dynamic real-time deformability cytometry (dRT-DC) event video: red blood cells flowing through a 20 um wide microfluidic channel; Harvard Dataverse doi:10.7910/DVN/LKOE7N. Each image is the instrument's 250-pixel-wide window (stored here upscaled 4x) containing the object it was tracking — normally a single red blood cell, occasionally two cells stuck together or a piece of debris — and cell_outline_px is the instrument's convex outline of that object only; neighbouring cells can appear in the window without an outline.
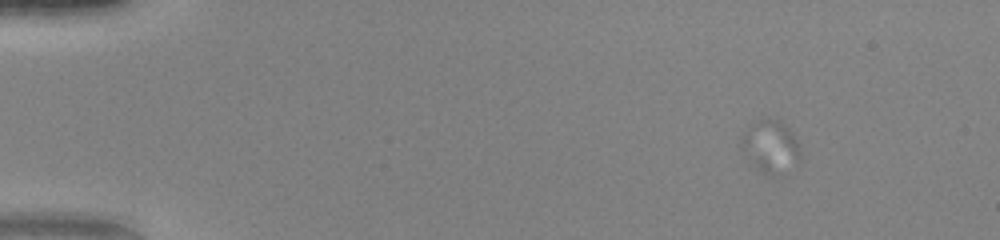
{"species": "human", "species_latin": "Homo sapiens", "temperature_condition": "warm", "stored_images_in_passage": 31, "camera_frame_rate_fps": 3000, "um_per_image_px": 0.085, "donor": {"sex": "female"}, "frame": {"image": 1, "passage_image": 9, "time_ms": 2.667, "image_size_px": [1000, 240], "cell_outline_px": [[800, 156], [796, 160], [776, 176], [768, 176], [756, 168], [740, 148], [740, 140], [748, 124], [756, 120], [780, 120], [792, 132], [800, 144]], "centroid_in_image_um": [65.45, 12.42], "position_along_channel_um": 19.6, "area_um2": 17.8}}